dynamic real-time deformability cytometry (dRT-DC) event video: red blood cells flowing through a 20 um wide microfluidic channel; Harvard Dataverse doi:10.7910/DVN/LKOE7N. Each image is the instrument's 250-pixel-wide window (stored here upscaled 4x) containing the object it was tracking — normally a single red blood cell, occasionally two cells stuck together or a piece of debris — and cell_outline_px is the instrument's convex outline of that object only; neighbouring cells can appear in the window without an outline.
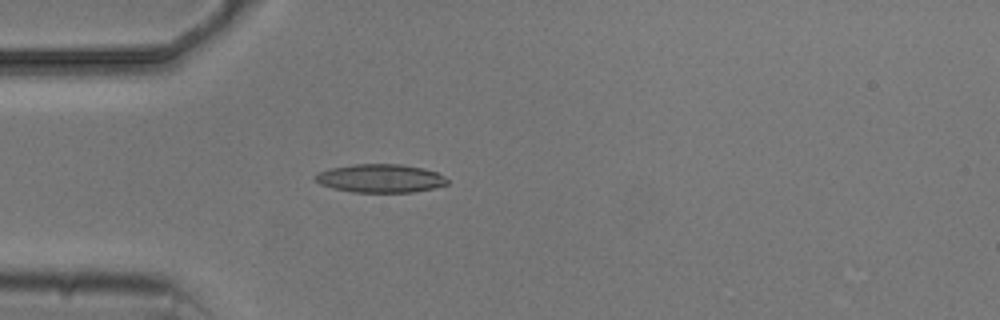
{"species": "common noctule bat (a hibernating species)", "species_latin": "Nyctalus noctula", "temperature_condition": "cold", "stored_images_in_passage": 1, "camera_frame_rate_fps": 3000, "um_per_image_px": 0.085, "animal": {"sex": "male", "body_mass_g": 20.5, "forearm_length_mm": 52.5}, "frame": {"image": 1, "passage_image": 1, "time_ms": 0.0, "image_size_px": [1000, 320], "cell_outline_px": [[448, 184], [432, 188], [412, 192], [352, 192], [332, 188], [320, 184], [312, 176], [320, 172], [332, 168], [352, 164], [400, 164], [424, 168], [436, 172], [444, 176], [448, 180]], "centroid_in_image_um": [32.33, 15.16], "position_along_channel_um": 52.7, "area_um2": 21.79}}